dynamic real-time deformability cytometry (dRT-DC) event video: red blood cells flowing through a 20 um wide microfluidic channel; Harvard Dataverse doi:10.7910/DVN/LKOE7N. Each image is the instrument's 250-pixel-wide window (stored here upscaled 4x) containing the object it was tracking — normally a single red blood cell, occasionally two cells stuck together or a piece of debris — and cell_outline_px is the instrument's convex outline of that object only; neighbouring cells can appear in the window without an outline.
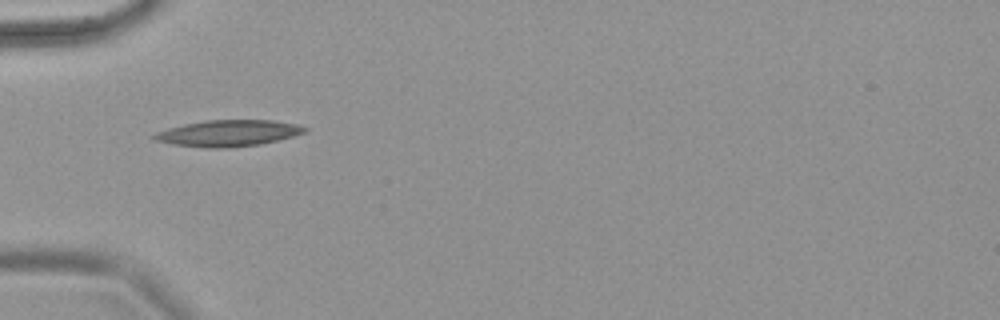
{"species": "common noctule bat (a hibernating species)", "species_latin": "Nyctalus noctula", "temperature_condition": "warm", "stored_images_in_passage": 32, "camera_frame_rate_fps": 3000, "um_per_image_px": 0.085, "animal": {"sex": "female", "body_mass_g": 18.4}, "frame": {"image": 1, "passage_image": 1, "time_ms": 0.0, "image_size_px": [1000, 320], "cell_outline_px": [[308, 128], [304, 132], [292, 136], [260, 144], [228, 148], [208, 148], [172, 144], [152, 140], [148, 136], [156, 132], [168, 128], [184, 124], [204, 120], [272, 120], [296, 124]], "centroid_in_image_um": [19.31, 11.32], "position_along_channel_um": 65.7, "area_um2": 23.12}}
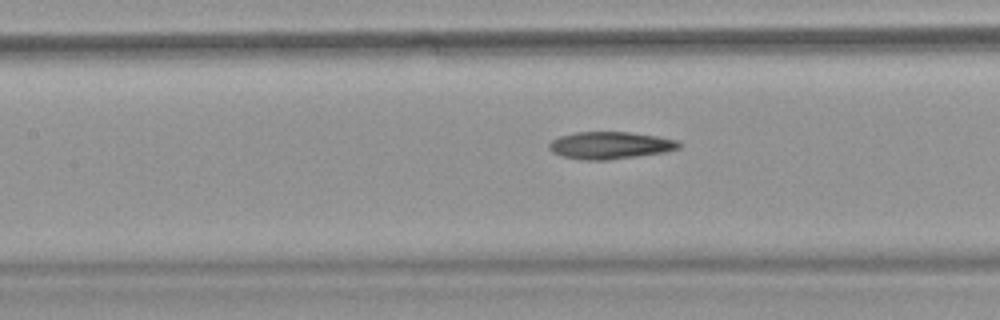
{"frame": {"image": 2, "passage_image": 10, "time_ms": 3.0, "image_size_px": [1000, 320], "cell_outline_px": [[680, 148], [664, 152], [608, 160], [580, 160], [560, 156], [552, 152], [548, 148], [548, 144], [552, 140], [560, 136], [576, 132], [628, 132], [656, 136], [680, 140]], "centroid_in_image_um": [51.83, 12.36], "position_along_channel_um": 155.6, "area_um2": 20.69}}
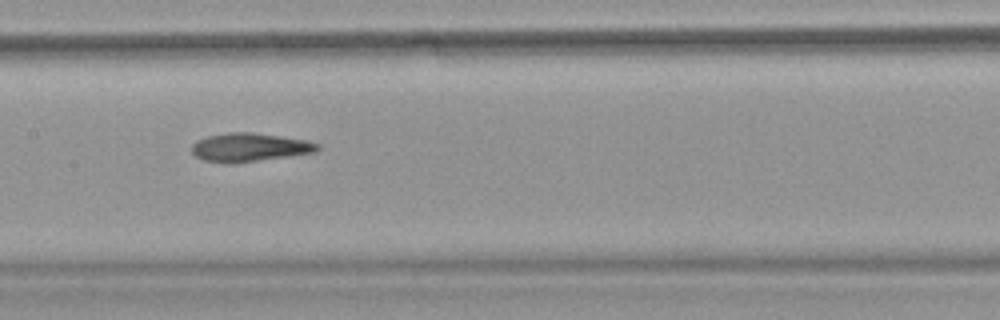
{"frame": {"image": 3, "passage_image": 13, "time_ms": 4.0, "image_size_px": [1000, 320], "cell_outline_px": [[320, 148], [316, 152], [232, 164], [228, 164], [204, 160], [196, 156], [192, 152], [192, 144], [196, 140], [208, 136], [228, 132], [252, 132], [308, 140], [320, 144]], "centroid_in_image_um": [21.21, 12.52], "position_along_channel_um": 186.2, "area_um2": 20.98}}